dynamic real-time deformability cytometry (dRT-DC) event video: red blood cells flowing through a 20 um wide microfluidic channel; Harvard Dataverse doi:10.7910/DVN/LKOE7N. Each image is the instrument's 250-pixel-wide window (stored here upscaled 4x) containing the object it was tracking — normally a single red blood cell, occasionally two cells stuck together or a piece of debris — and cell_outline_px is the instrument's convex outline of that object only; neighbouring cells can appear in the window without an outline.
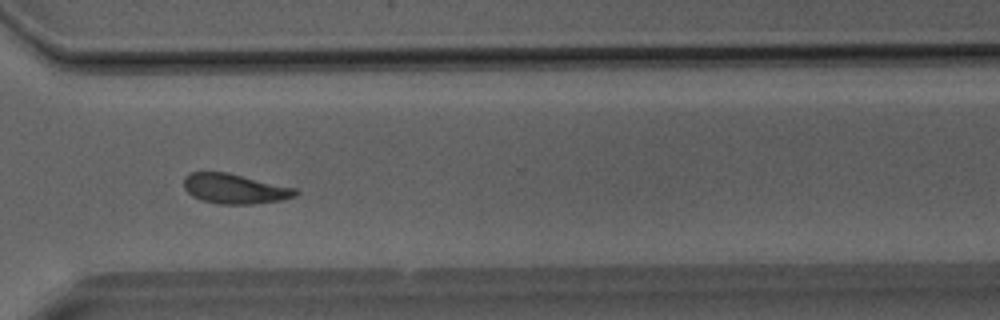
{"species": "Egyptian fruit bat (a non-hibernating species)", "species_latin": "Rousettus aegyptiacus", "temperature_condition": "room temperature", "stored_images_in_passage": 38, "camera_frame_rate_fps": 3000, "um_per_image_px": 0.085, "animal": {"sex": "male"}, "frame": {"image": 1, "passage_image": 27, "time_ms": 8.667, "image_size_px": [1000, 320], "cell_outline_px": [[300, 192], [296, 196], [284, 200], [252, 204], [220, 204], [200, 200], [192, 196], [184, 188], [184, 176], [188, 172], [228, 172], [296, 188]], "centroid_in_image_um": [19.96, 16.04], "position_along_channel_um": 350.6, "area_um2": 19.71}}